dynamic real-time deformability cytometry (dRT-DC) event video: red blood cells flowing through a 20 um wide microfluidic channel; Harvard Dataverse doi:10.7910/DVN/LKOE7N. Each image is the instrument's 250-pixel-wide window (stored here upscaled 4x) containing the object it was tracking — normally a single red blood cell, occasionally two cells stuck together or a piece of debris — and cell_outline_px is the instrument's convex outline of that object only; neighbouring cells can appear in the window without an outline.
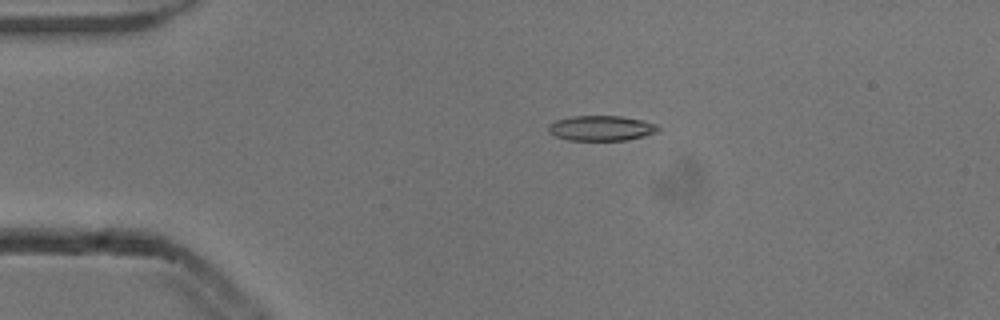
{"species": "common noctule bat (a hibernating species)", "species_latin": "Nyctalus noctula", "temperature_condition": "cold", "stored_images_in_passage": 6, "segment_of_instrument_passage": [1, 2], "camera_frame_rate_fps": 3000, "um_per_image_px": 0.085, "animal": {"sex": "male", "body_mass_g": 13.3}, "frame": {"image": 1, "passage_image": 4, "time_ms": 1.0, "image_size_px": [1000, 320], "cell_outline_px": [[660, 128], [656, 132], [644, 136], [628, 140], [568, 140], [556, 136], [548, 132], [548, 124], [556, 120], [572, 116], [620, 116], [644, 120], [656, 124]], "centroid_in_image_um": [51.1, 10.89], "position_along_channel_um": 33.9, "area_um2": 16.13}}